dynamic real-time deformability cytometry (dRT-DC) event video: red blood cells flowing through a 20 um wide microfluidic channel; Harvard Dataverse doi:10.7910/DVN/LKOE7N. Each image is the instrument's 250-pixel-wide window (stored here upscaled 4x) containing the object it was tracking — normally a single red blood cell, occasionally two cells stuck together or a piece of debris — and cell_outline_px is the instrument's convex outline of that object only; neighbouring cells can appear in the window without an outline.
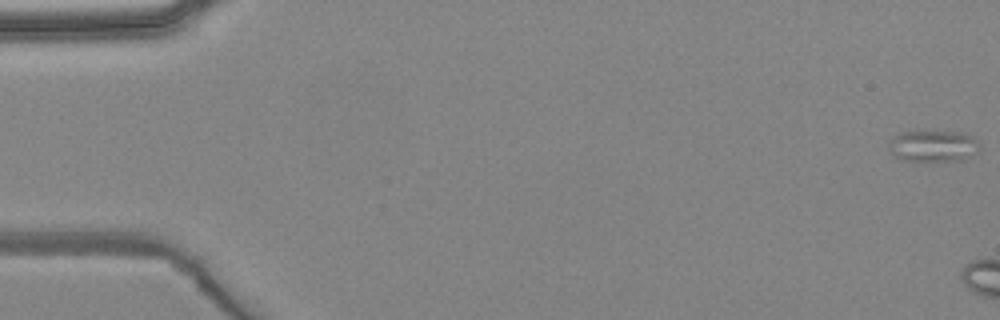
{"species": "common noctule bat (a hibernating species)", "species_latin": "Nyctalus noctula", "temperature_condition": "warm", "stored_images_in_passage": 6, "camera_frame_rate_fps": 3000, "um_per_image_px": 0.085, "animal": {"sex": "female", "body_mass_g": 24.6, "forearm_length_mm": 56.2}, "frame": {"image": 1, "passage_image": 1, "time_ms": 0.0, "image_size_px": [1000, 320], "cell_outline_px": [[980, 152], [960, 160], [908, 160], [896, 156], [888, 148], [888, 144], [900, 132], [960, 132], [972, 136], [980, 144]], "centroid_in_image_um": [79.39, 12.4], "position_along_channel_um": 5.6, "area_um2": 16.24}}